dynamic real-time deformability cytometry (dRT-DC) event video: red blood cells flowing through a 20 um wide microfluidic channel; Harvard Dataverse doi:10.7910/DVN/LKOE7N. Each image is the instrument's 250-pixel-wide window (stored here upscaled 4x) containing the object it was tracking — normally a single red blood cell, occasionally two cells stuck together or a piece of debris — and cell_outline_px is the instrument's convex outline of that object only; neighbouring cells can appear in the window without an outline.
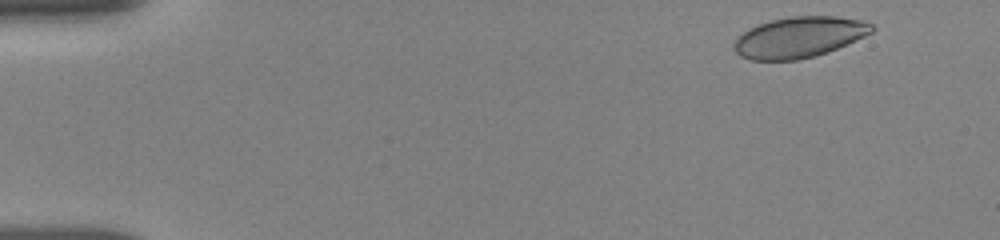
{"species": "human", "species_latin": "Homo sapiens", "temperature_condition": "room temperature", "stored_images_in_passage": 5, "camera_frame_rate_fps": 3000, "um_per_image_px": 0.085, "donor": {"sex": "female"}, "frame": {"image": 1, "passage_image": 1, "time_ms": 0.0, "image_size_px": [1000, 240], "cell_outline_px": [[876, 28], [872, 32], [864, 36], [828, 52], [796, 60], [752, 60], [740, 56], [732, 48], [732, 44], [748, 28], [772, 20], [792, 16], [836, 16], [860, 20], [872, 24]], "centroid_in_image_um": [67.92, 3.16], "position_along_channel_um": 17.1, "area_um2": 32.54}}
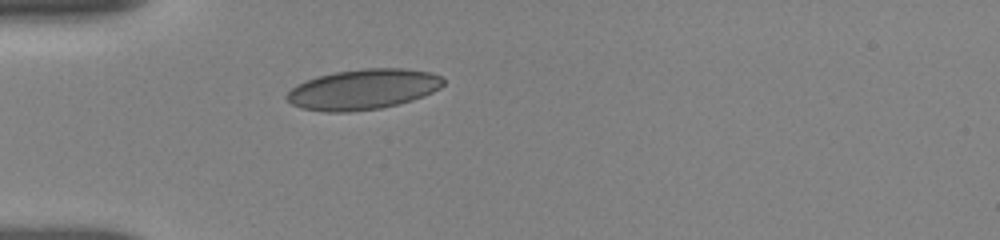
{"frame": {"image": 2, "passage_image": 5, "time_ms": 3.667, "image_size_px": [1000, 240], "cell_outline_px": [[444, 84], [440, 88], [424, 96], [412, 100], [380, 108], [348, 112], [324, 112], [300, 108], [292, 104], [284, 96], [296, 84], [316, 76], [336, 72], [364, 68], [404, 68], [432, 72], [440, 76], [444, 80]], "centroid_in_image_um": [30.85, 7.59], "position_along_channel_um": 54.1, "area_um2": 36.93}}